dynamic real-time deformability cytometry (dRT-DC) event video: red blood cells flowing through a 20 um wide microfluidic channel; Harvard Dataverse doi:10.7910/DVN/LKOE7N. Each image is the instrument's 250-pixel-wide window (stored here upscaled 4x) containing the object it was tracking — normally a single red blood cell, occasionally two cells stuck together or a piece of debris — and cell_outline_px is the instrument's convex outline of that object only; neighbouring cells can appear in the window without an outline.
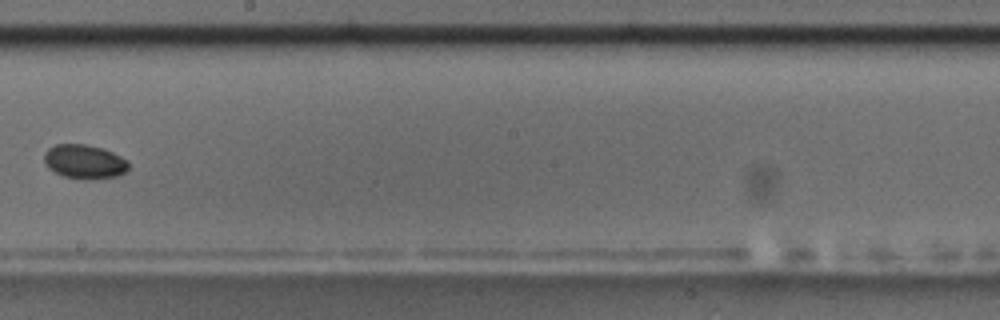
{"species": "common noctule bat (a hibernating species)", "species_latin": "Nyctalus noctula", "temperature_condition": "room temperature", "stored_images_in_passage": 14, "camera_frame_rate_fps": 3000, "um_per_image_px": 0.085, "animal": {"sex": "male", "body_mass_g": 17.5, "forearm_length_mm": 52.3}, "frame": {"image": 1, "passage_image": 10, "time_ms": 10.333, "image_size_px": [1000, 320], "cell_outline_px": [[128, 168], [124, 172], [116, 176], [92, 180], [88, 180], [64, 176], [48, 168], [44, 164], [44, 152], [48, 148], [56, 144], [84, 144], [100, 148], [112, 152], [128, 160]], "centroid_in_image_um": [7.15, 13.74], "position_along_channel_um": 241.0, "area_um2": 16.76}, "authors_computed_cell_mechanics": {"area_um2": 16.0395, "velocity_mm_per_s": 3.5413, "shape_relaxation_time_tau1_ms": 5.3204, "shape_relaxation_time_tau2_ms": null, "deformation_change_tau1": 0.0707, "deformation_change_tau2": null}}